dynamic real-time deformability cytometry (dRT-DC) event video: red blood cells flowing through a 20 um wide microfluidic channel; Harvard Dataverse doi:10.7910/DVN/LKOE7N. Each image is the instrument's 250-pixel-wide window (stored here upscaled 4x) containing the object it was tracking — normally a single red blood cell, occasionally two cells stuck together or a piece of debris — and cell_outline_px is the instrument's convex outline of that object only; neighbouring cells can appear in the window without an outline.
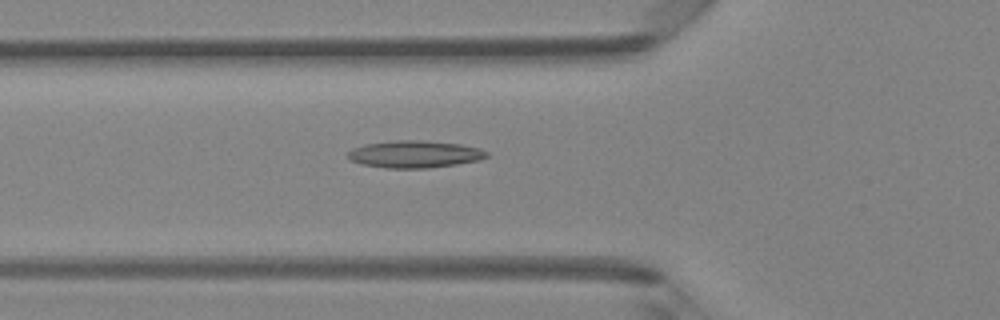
{"species": "Egyptian fruit bat (a non-hibernating species)", "species_latin": "Rousettus aegyptiacus", "temperature_condition": "room temperature", "stored_images_in_passage": 37, "camera_frame_rate_fps": 3000, "um_per_image_px": 0.085, "animal": {"sex": "female"}, "frame": {"image": 1, "passage_image": 7, "time_ms": 2.0, "image_size_px": [1000, 320], "cell_outline_px": [[488, 156], [480, 160], [456, 164], [428, 168], [384, 168], [364, 164], [352, 160], [348, 156], [348, 152], [352, 148], [364, 144], [396, 140], [420, 140], [460, 144], [480, 148], [488, 152]], "centroid_in_image_um": [35.27, 13.1], "position_along_channel_um": 90.5, "area_um2": 21.91}}
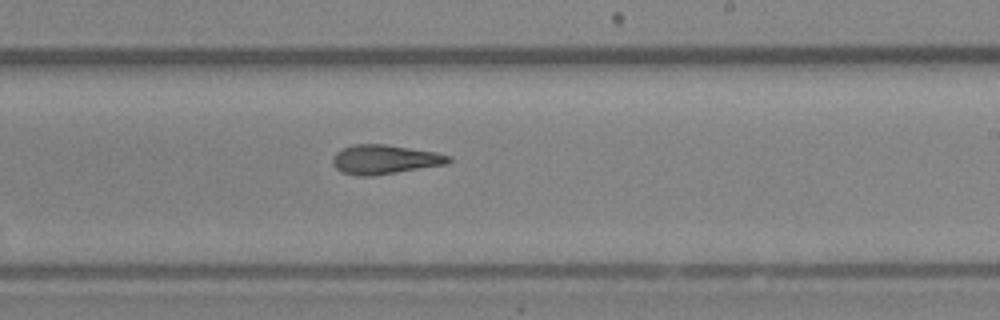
{"frame": {"image": 2, "passage_image": 19, "time_ms": 6.0, "image_size_px": [1000, 320], "cell_outline_px": [[452, 160], [448, 164], [372, 176], [360, 176], [340, 172], [332, 164], [332, 156], [336, 152], [352, 144], [384, 144], [436, 152], [452, 156]], "centroid_in_image_um": [32.7, 13.55], "position_along_channel_um": 256.3, "area_um2": 19.88}}
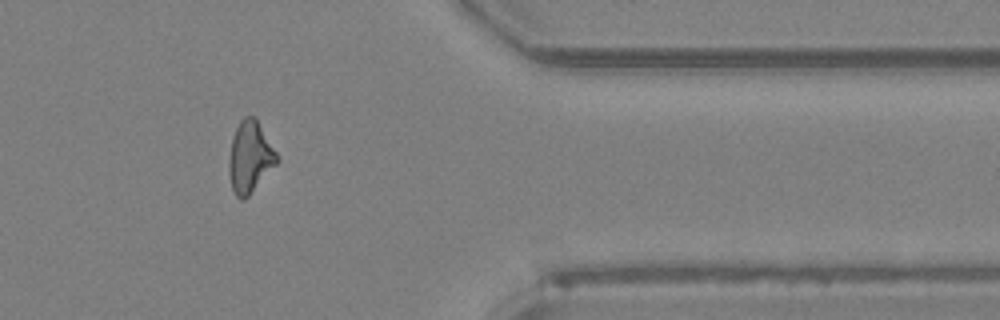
{"frame": {"image": 3, "passage_image": 30, "time_ms": 9.667, "image_size_px": [1000, 320], "cell_outline_px": [[280, 160], [248, 196], [244, 200], [240, 200], [236, 196], [232, 188], [228, 172], [228, 160], [232, 136], [240, 120], [244, 116], [256, 116], [276, 152]], "centroid_in_image_um": [21.23, 13.33], "position_along_channel_um": 390.2, "area_um2": 20.11}, "authors_computed_cell_mechanics": {"area_um2": 19.7098, "velocity_mm_per_s": 4.1595, "shape_relaxation_time_tau1_ms": null, "shape_relaxation_time_tau2_ms": 4.2821, "deformation_change_tau1": null, "deformation_change_tau2": 0.1558}}